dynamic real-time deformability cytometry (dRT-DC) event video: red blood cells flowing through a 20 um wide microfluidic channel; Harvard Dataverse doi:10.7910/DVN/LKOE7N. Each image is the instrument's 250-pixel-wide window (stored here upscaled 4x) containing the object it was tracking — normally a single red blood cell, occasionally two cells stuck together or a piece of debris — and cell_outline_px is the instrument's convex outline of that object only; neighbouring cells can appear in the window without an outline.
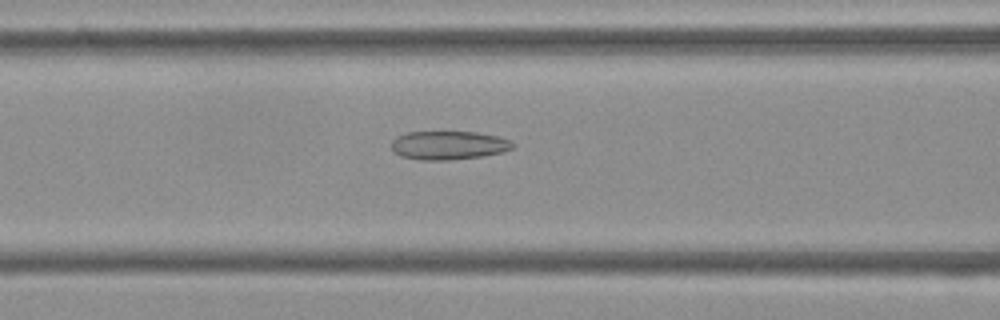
{"species": "Egyptian fruit bat (a non-hibernating species)", "species_latin": "Rousettus aegyptiacus", "temperature_condition": "cold", "stored_images_in_passage": 36, "camera_frame_rate_fps": 3000, "um_per_image_px": 0.085, "frame": {"image": 1, "passage_image": 5, "time_ms": 1.333, "image_size_px": [1000, 320], "cell_outline_px": [[516, 144], [512, 148], [504, 152], [484, 156], [448, 160], [420, 160], [400, 156], [392, 148], [392, 140], [396, 136], [408, 132], [476, 132], [496, 136], [512, 140]], "centroid_in_image_um": [38.16, 12.35], "position_along_channel_um": 128.4, "area_um2": 20.35}}
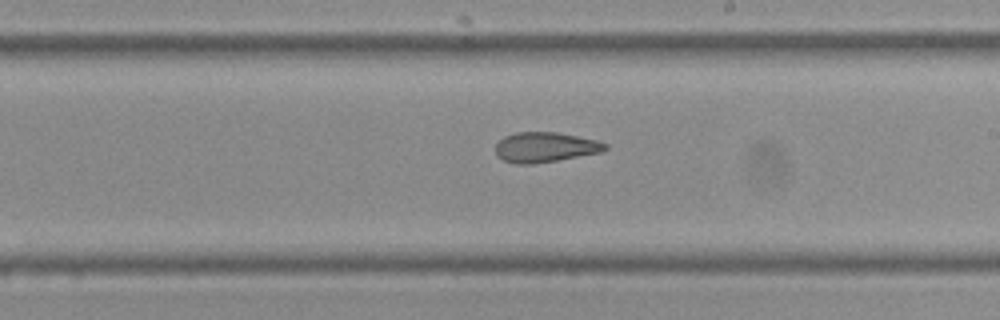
{"frame": {"image": 2, "passage_image": 14, "time_ms": 4.333, "image_size_px": [1000, 320], "cell_outline_px": [[608, 148], [600, 152], [556, 160], [532, 164], [516, 164], [504, 160], [496, 156], [496, 144], [504, 136], [516, 132], [556, 132], [596, 140], [608, 144]], "centroid_in_image_um": [46.3, 12.51], "position_along_channel_um": 242.7, "area_um2": 19.02}}
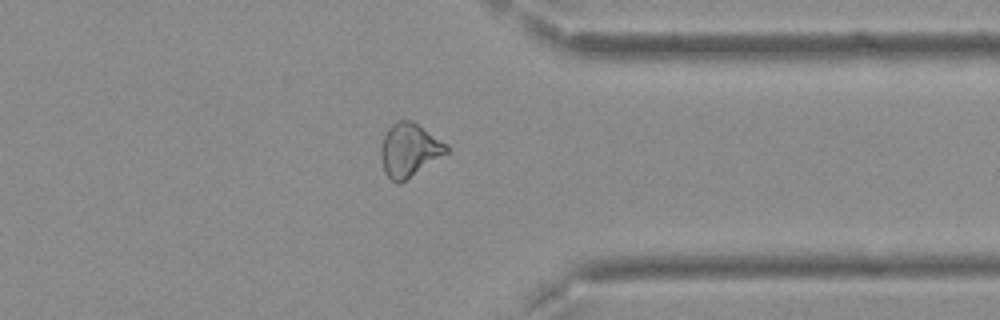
{"frame": {"image": 3, "passage_image": 25, "time_ms": 8.0, "image_size_px": [1000, 320], "cell_outline_px": [[448, 152], [400, 184], [396, 184], [384, 172], [380, 156], [380, 148], [384, 136], [388, 128], [396, 120], [412, 120], [448, 144]], "centroid_in_image_um": [34.77, 12.75], "position_along_channel_um": 376.6, "area_um2": 20.46}}